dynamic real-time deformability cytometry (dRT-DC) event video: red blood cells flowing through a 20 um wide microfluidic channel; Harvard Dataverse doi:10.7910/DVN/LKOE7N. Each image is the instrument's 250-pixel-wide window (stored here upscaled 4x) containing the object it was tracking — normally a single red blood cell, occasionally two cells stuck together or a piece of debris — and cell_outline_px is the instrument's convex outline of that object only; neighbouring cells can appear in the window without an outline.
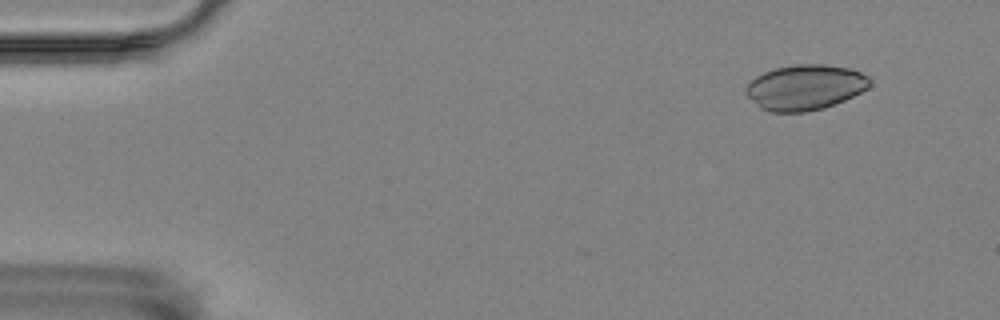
{"species": "Egyptian fruit bat (a non-hibernating species)", "species_latin": "Rousettus aegyptiacus", "temperature_condition": "room temperature", "stored_images_in_passage": 56, "camera_frame_rate_fps": 3000, "um_per_image_px": 0.085, "animal": {"sex": "female"}, "frame": {"image": 1, "passage_image": 5, "time_ms": 1.333, "image_size_px": [1000, 320], "cell_outline_px": [[872, 84], [868, 88], [844, 100], [824, 108], [804, 112], [772, 112], [760, 108], [744, 92], [744, 88], [756, 76], [764, 72], [776, 68], [796, 64], [824, 64], [848, 68], [860, 72], [868, 76], [872, 80]], "centroid_in_image_um": [68.44, 7.42], "position_along_channel_um": 16.6, "area_um2": 32.71}}
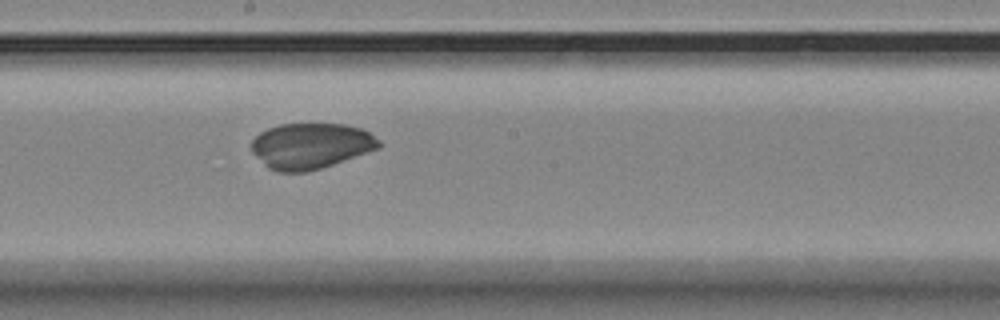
{"frame": {"image": 2, "passage_image": 31, "time_ms": 10.0, "image_size_px": [1000, 320], "cell_outline_px": [[380, 148], [320, 168], [304, 172], [276, 172], [268, 168], [252, 152], [252, 140], [260, 132], [268, 128], [280, 124], [344, 124], [360, 128], [368, 132], [380, 140]], "centroid_in_image_um": [26.4, 12.4], "position_along_channel_um": 221.8, "area_um2": 33.76}}
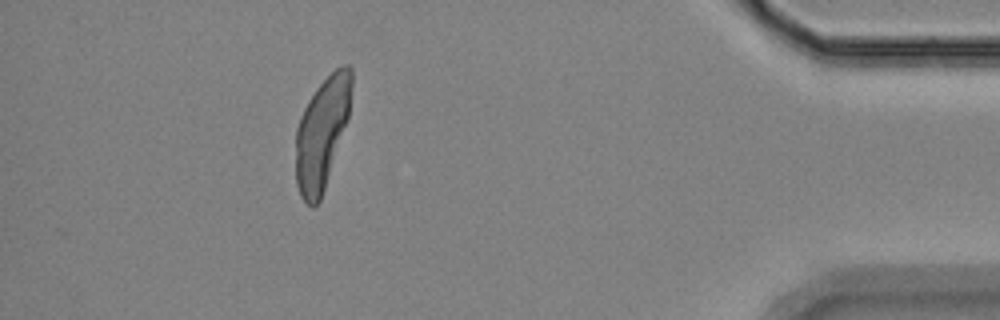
{"frame": {"image": 3, "passage_image": 51, "time_ms": 16.667, "image_size_px": [1000, 320], "cell_outline_px": [[352, 84], [348, 116], [320, 200], [312, 208], [300, 196], [296, 184], [296, 128], [300, 116], [308, 100], [316, 88], [336, 68], [344, 64], [348, 64], [352, 68]], "centroid_in_image_um": [27.34, 11.28], "position_along_channel_um": 407.9, "area_um2": 35.6}}